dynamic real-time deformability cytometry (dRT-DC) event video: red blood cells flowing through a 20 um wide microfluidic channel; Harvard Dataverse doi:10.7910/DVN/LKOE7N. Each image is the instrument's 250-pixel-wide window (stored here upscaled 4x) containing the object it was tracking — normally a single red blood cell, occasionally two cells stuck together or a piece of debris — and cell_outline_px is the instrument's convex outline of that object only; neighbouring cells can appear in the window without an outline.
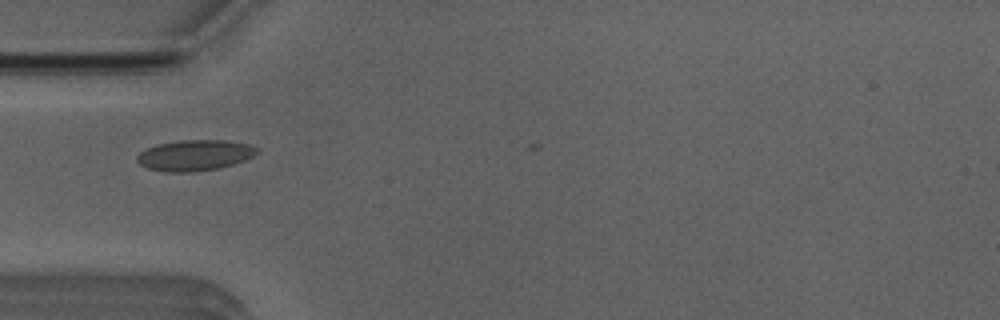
{"species": "Egyptian fruit bat (a non-hibernating species)", "species_latin": "Rousettus aegyptiacus", "temperature_condition": "room temperature", "stored_images_in_passage": 3, "camera_frame_rate_fps": 3000, "um_per_image_px": 0.085, "animal": {"sex": "male"}, "frame": {"image": 1, "passage_image": 2, "time_ms": 1.0, "image_size_px": [1000, 320], "cell_outline_px": [[260, 152], [244, 160], [220, 168], [192, 172], [164, 172], [148, 168], [140, 164], [136, 160], [136, 156], [140, 152], [156, 144], [180, 140], [224, 140], [248, 144], [256, 148]], "centroid_in_image_um": [16.53, 13.2], "position_along_channel_um": 68.5, "area_um2": 21.5}}